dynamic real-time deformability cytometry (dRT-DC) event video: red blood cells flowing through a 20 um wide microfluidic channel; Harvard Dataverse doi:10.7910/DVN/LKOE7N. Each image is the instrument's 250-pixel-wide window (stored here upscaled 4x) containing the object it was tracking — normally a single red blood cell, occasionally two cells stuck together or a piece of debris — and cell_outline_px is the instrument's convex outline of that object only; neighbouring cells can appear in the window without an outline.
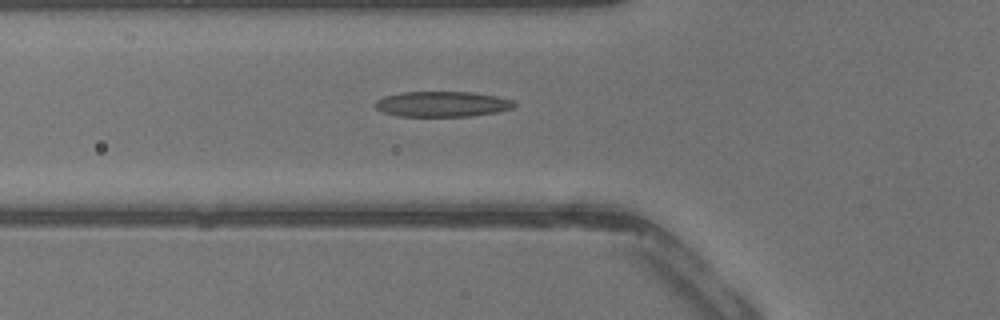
{"species": "common noctule bat (a hibernating species)", "species_latin": "Nyctalus noctula", "temperature_condition": "warm", "stored_images_in_passage": 29, "camera_frame_rate_fps": 3000, "um_per_image_px": 0.085, "animal": {"sex": "male", "body_mass_g": 13.3}, "frame": {"image": 1, "passage_image": 6, "time_ms": 1.667, "image_size_px": [1000, 320], "cell_outline_px": [[516, 104], [512, 108], [496, 112], [472, 116], [400, 116], [384, 112], [376, 108], [372, 104], [376, 100], [384, 96], [400, 92], [472, 92], [496, 96], [512, 100]], "centroid_in_image_um": [37.55, 8.84], "position_along_channel_um": 88.2, "area_um2": 20.58}}
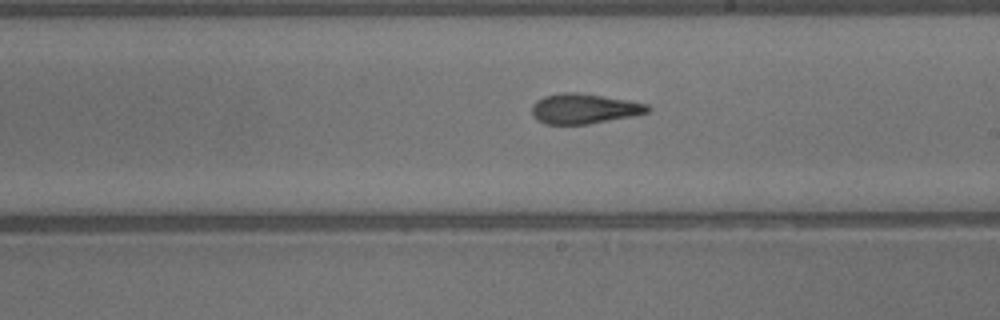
{"frame": {"image": 2, "passage_image": 15, "time_ms": 4.667, "image_size_px": [1000, 320], "cell_outline_px": [[652, 108], [648, 112], [632, 116], [588, 124], [544, 124], [536, 120], [532, 116], [532, 104], [536, 100], [544, 96], [560, 92], [576, 92], [628, 100], [648, 104]], "centroid_in_image_um": [49.61, 9.24], "position_along_channel_um": 239.4, "area_um2": 20.4}}
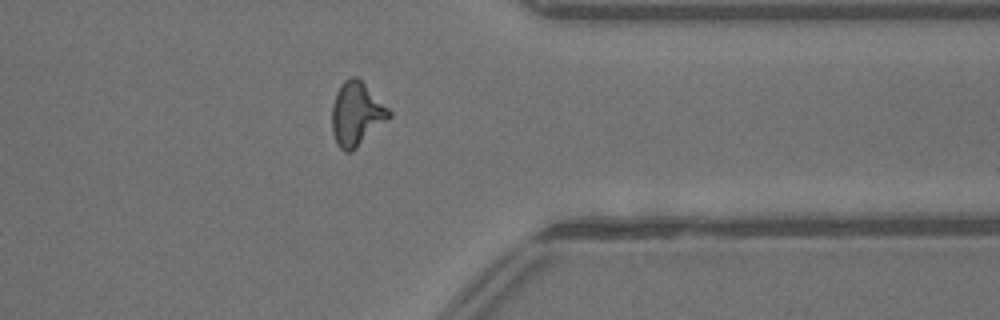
{"frame": {"image": 3, "passage_image": 24, "time_ms": 7.667, "image_size_px": [1000, 320], "cell_outline_px": [[392, 116], [388, 120], [352, 152], [344, 152], [336, 144], [332, 132], [332, 104], [336, 92], [340, 84], [344, 80], [352, 76], [356, 76], [392, 112]], "centroid_in_image_um": [30.28, 9.71], "position_along_channel_um": 381.1, "area_um2": 21.21}}